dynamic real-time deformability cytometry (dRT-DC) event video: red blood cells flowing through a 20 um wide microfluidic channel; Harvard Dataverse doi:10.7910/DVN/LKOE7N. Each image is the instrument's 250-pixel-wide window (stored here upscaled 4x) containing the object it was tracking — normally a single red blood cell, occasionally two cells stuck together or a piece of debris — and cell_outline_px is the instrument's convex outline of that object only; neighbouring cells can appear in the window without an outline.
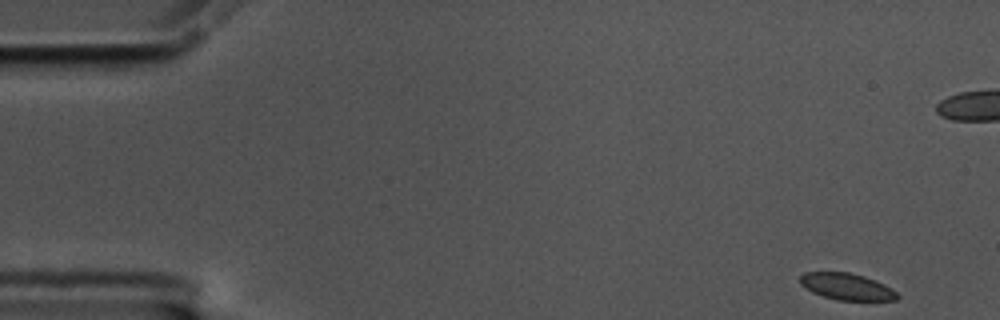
{"species": "common noctule bat (a hibernating species)", "species_latin": "Nyctalus noctula", "temperature_condition": "cold", "stored_images_in_passage": 57, "camera_frame_rate_fps": 3000, "um_per_image_px": 0.085, "animal": {"sex": "male", "body_mass_g": 17.5, "forearm_length_mm": 52.3}, "frame": {"image": 1, "passage_image": 1, "time_ms": 0.0, "image_size_px": [1000, 320], "cell_outline_px": [[900, 296], [896, 300], [836, 300], [812, 292], [800, 284], [800, 276], [804, 272], [848, 272], [864, 276], [876, 280], [884, 284], [896, 292]], "centroid_in_image_um": [71.97, 24.35], "position_along_channel_um": 13.0, "area_um2": 15.03}}
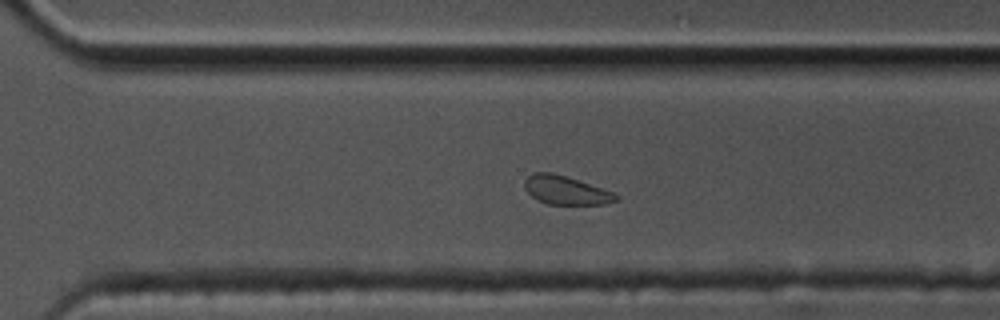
{"frame": {"image": 2, "passage_image": 38, "time_ms": 12.333, "image_size_px": [1000, 320], "cell_outline_px": [[620, 200], [604, 204], [548, 204], [536, 200], [524, 188], [524, 180], [532, 172], [552, 172], [568, 176], [612, 192], [620, 196]], "centroid_in_image_um": [48.08, 16.16], "position_along_channel_um": 322.5, "area_um2": 15.37}}
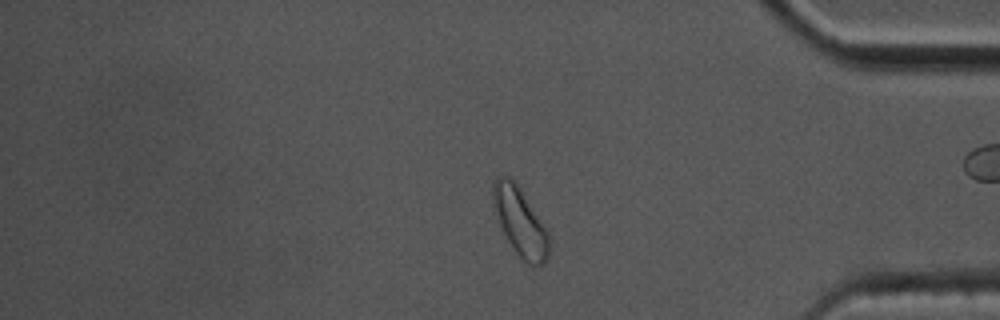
{"frame": {"image": 3, "passage_image": 46, "time_ms": 15.0, "image_size_px": [1000, 320], "cell_outline_px": [[552, 240], [548, 260], [544, 264], [528, 264], [512, 248], [496, 220], [492, 204], [492, 184], [496, 176], [508, 176], [520, 188], [548, 232]], "centroid_in_image_um": [44.2, 18.86], "position_along_channel_um": 391.0, "area_um2": 22.54}, "authors_computed_cell_mechanics": {"area_um2": 16.2418, "velocity_mm_per_s": 3.4482, "shape_relaxation_time_tau1_ms": null, "shape_relaxation_time_tau2_ms": 3.9941, "deformation_change_tau1": null, "deformation_change_tau2": 0.0625}}